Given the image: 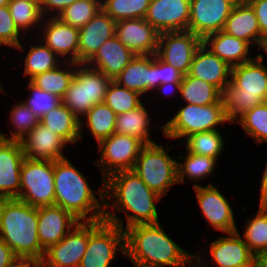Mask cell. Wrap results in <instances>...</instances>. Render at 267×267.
Returning <instances> with one entry per match:
<instances>
[{
	"label": "cell",
	"mask_w": 267,
	"mask_h": 267,
	"mask_svg": "<svg viewBox=\"0 0 267 267\" xmlns=\"http://www.w3.org/2000/svg\"><path fill=\"white\" fill-rule=\"evenodd\" d=\"M89 238V221H80L58 243L45 250L37 267H79Z\"/></svg>",
	"instance_id": "cell-12"
},
{
	"label": "cell",
	"mask_w": 267,
	"mask_h": 267,
	"mask_svg": "<svg viewBox=\"0 0 267 267\" xmlns=\"http://www.w3.org/2000/svg\"><path fill=\"white\" fill-rule=\"evenodd\" d=\"M258 267H267V250L262 251L256 256L255 260Z\"/></svg>",
	"instance_id": "cell-51"
},
{
	"label": "cell",
	"mask_w": 267,
	"mask_h": 267,
	"mask_svg": "<svg viewBox=\"0 0 267 267\" xmlns=\"http://www.w3.org/2000/svg\"><path fill=\"white\" fill-rule=\"evenodd\" d=\"M198 203L204 217L217 231L226 234L237 231L230 202L213 185H194Z\"/></svg>",
	"instance_id": "cell-15"
},
{
	"label": "cell",
	"mask_w": 267,
	"mask_h": 267,
	"mask_svg": "<svg viewBox=\"0 0 267 267\" xmlns=\"http://www.w3.org/2000/svg\"><path fill=\"white\" fill-rule=\"evenodd\" d=\"M70 63L69 66H76L77 69L75 67L74 77L62 103L81 120L80 115L84 116L96 104L104 102L112 79L86 64Z\"/></svg>",
	"instance_id": "cell-7"
},
{
	"label": "cell",
	"mask_w": 267,
	"mask_h": 267,
	"mask_svg": "<svg viewBox=\"0 0 267 267\" xmlns=\"http://www.w3.org/2000/svg\"><path fill=\"white\" fill-rule=\"evenodd\" d=\"M97 144L102 152L100 161H95V164L100 167L103 180L113 173L132 170L141 149L145 146L142 141L133 136L116 133Z\"/></svg>",
	"instance_id": "cell-11"
},
{
	"label": "cell",
	"mask_w": 267,
	"mask_h": 267,
	"mask_svg": "<svg viewBox=\"0 0 267 267\" xmlns=\"http://www.w3.org/2000/svg\"><path fill=\"white\" fill-rule=\"evenodd\" d=\"M201 44L202 39L188 30L162 32L159 33L156 55L183 75H187L194 54Z\"/></svg>",
	"instance_id": "cell-13"
},
{
	"label": "cell",
	"mask_w": 267,
	"mask_h": 267,
	"mask_svg": "<svg viewBox=\"0 0 267 267\" xmlns=\"http://www.w3.org/2000/svg\"><path fill=\"white\" fill-rule=\"evenodd\" d=\"M85 116V123L98 143L115 133L116 113L105 102L96 104Z\"/></svg>",
	"instance_id": "cell-32"
},
{
	"label": "cell",
	"mask_w": 267,
	"mask_h": 267,
	"mask_svg": "<svg viewBox=\"0 0 267 267\" xmlns=\"http://www.w3.org/2000/svg\"><path fill=\"white\" fill-rule=\"evenodd\" d=\"M125 249V256L135 267H185L194 260V255L180 248L159 222L125 229Z\"/></svg>",
	"instance_id": "cell-1"
},
{
	"label": "cell",
	"mask_w": 267,
	"mask_h": 267,
	"mask_svg": "<svg viewBox=\"0 0 267 267\" xmlns=\"http://www.w3.org/2000/svg\"><path fill=\"white\" fill-rule=\"evenodd\" d=\"M104 183L107 197L105 207L112 206L116 208L115 211L125 212V229L136 224L159 222L154 202H159L161 196L151 190L133 170L113 173ZM113 198L116 200L112 204L109 203Z\"/></svg>",
	"instance_id": "cell-2"
},
{
	"label": "cell",
	"mask_w": 267,
	"mask_h": 267,
	"mask_svg": "<svg viewBox=\"0 0 267 267\" xmlns=\"http://www.w3.org/2000/svg\"><path fill=\"white\" fill-rule=\"evenodd\" d=\"M60 66L61 64L55 69L40 73L30 81L41 90L55 94L62 99L74 77L75 68L68 71L61 70Z\"/></svg>",
	"instance_id": "cell-38"
},
{
	"label": "cell",
	"mask_w": 267,
	"mask_h": 267,
	"mask_svg": "<svg viewBox=\"0 0 267 267\" xmlns=\"http://www.w3.org/2000/svg\"><path fill=\"white\" fill-rule=\"evenodd\" d=\"M115 36L135 55L157 53L159 32L144 18L116 22Z\"/></svg>",
	"instance_id": "cell-18"
},
{
	"label": "cell",
	"mask_w": 267,
	"mask_h": 267,
	"mask_svg": "<svg viewBox=\"0 0 267 267\" xmlns=\"http://www.w3.org/2000/svg\"><path fill=\"white\" fill-rule=\"evenodd\" d=\"M0 91H3L4 92L3 88L1 87V84H0Z\"/></svg>",
	"instance_id": "cell-59"
},
{
	"label": "cell",
	"mask_w": 267,
	"mask_h": 267,
	"mask_svg": "<svg viewBox=\"0 0 267 267\" xmlns=\"http://www.w3.org/2000/svg\"><path fill=\"white\" fill-rule=\"evenodd\" d=\"M187 104L210 105L217 103L221 92L213 85L189 74L183 75L180 92Z\"/></svg>",
	"instance_id": "cell-31"
},
{
	"label": "cell",
	"mask_w": 267,
	"mask_h": 267,
	"mask_svg": "<svg viewBox=\"0 0 267 267\" xmlns=\"http://www.w3.org/2000/svg\"><path fill=\"white\" fill-rule=\"evenodd\" d=\"M223 31L250 45L254 42L261 48V30L255 11L250 4L234 5Z\"/></svg>",
	"instance_id": "cell-28"
},
{
	"label": "cell",
	"mask_w": 267,
	"mask_h": 267,
	"mask_svg": "<svg viewBox=\"0 0 267 267\" xmlns=\"http://www.w3.org/2000/svg\"><path fill=\"white\" fill-rule=\"evenodd\" d=\"M8 7L20 31L28 30L32 26L36 27V24L45 19L40 10L39 0H10Z\"/></svg>",
	"instance_id": "cell-41"
},
{
	"label": "cell",
	"mask_w": 267,
	"mask_h": 267,
	"mask_svg": "<svg viewBox=\"0 0 267 267\" xmlns=\"http://www.w3.org/2000/svg\"><path fill=\"white\" fill-rule=\"evenodd\" d=\"M234 5L233 0H190L188 31L202 40L223 31Z\"/></svg>",
	"instance_id": "cell-14"
},
{
	"label": "cell",
	"mask_w": 267,
	"mask_h": 267,
	"mask_svg": "<svg viewBox=\"0 0 267 267\" xmlns=\"http://www.w3.org/2000/svg\"><path fill=\"white\" fill-rule=\"evenodd\" d=\"M187 154L184 163H177L178 182L184 183L185 177L198 182V179L206 178L212 175L217 160L208 156L193 154L187 149Z\"/></svg>",
	"instance_id": "cell-35"
},
{
	"label": "cell",
	"mask_w": 267,
	"mask_h": 267,
	"mask_svg": "<svg viewBox=\"0 0 267 267\" xmlns=\"http://www.w3.org/2000/svg\"><path fill=\"white\" fill-rule=\"evenodd\" d=\"M202 43L206 46L210 45V51L230 67L241 65L254 59L250 56L247 57L250 48L248 42L228 35L224 31L207 35L202 40Z\"/></svg>",
	"instance_id": "cell-27"
},
{
	"label": "cell",
	"mask_w": 267,
	"mask_h": 267,
	"mask_svg": "<svg viewBox=\"0 0 267 267\" xmlns=\"http://www.w3.org/2000/svg\"><path fill=\"white\" fill-rule=\"evenodd\" d=\"M229 237H218L210 245L212 261L217 267H248L255 263L256 256L250 251L238 230Z\"/></svg>",
	"instance_id": "cell-23"
},
{
	"label": "cell",
	"mask_w": 267,
	"mask_h": 267,
	"mask_svg": "<svg viewBox=\"0 0 267 267\" xmlns=\"http://www.w3.org/2000/svg\"><path fill=\"white\" fill-rule=\"evenodd\" d=\"M163 146L145 145L134 164L133 171L161 197L178 182L177 161L168 155Z\"/></svg>",
	"instance_id": "cell-8"
},
{
	"label": "cell",
	"mask_w": 267,
	"mask_h": 267,
	"mask_svg": "<svg viewBox=\"0 0 267 267\" xmlns=\"http://www.w3.org/2000/svg\"><path fill=\"white\" fill-rule=\"evenodd\" d=\"M116 22L102 9L79 29L78 64H85L108 39L115 35Z\"/></svg>",
	"instance_id": "cell-21"
},
{
	"label": "cell",
	"mask_w": 267,
	"mask_h": 267,
	"mask_svg": "<svg viewBox=\"0 0 267 267\" xmlns=\"http://www.w3.org/2000/svg\"><path fill=\"white\" fill-rule=\"evenodd\" d=\"M28 89L32 92L27 101L23 102L40 120L46 113L62 103V99L55 94L41 90L30 80Z\"/></svg>",
	"instance_id": "cell-44"
},
{
	"label": "cell",
	"mask_w": 267,
	"mask_h": 267,
	"mask_svg": "<svg viewBox=\"0 0 267 267\" xmlns=\"http://www.w3.org/2000/svg\"><path fill=\"white\" fill-rule=\"evenodd\" d=\"M188 74L206 81L221 92L230 83L231 67L202 43L194 54Z\"/></svg>",
	"instance_id": "cell-24"
},
{
	"label": "cell",
	"mask_w": 267,
	"mask_h": 267,
	"mask_svg": "<svg viewBox=\"0 0 267 267\" xmlns=\"http://www.w3.org/2000/svg\"><path fill=\"white\" fill-rule=\"evenodd\" d=\"M141 94L127 89L112 80L107 88L104 102L116 115L123 114L139 107Z\"/></svg>",
	"instance_id": "cell-40"
},
{
	"label": "cell",
	"mask_w": 267,
	"mask_h": 267,
	"mask_svg": "<svg viewBox=\"0 0 267 267\" xmlns=\"http://www.w3.org/2000/svg\"><path fill=\"white\" fill-rule=\"evenodd\" d=\"M187 150L193 154L218 159L224 149V141L218 130L194 133L186 138Z\"/></svg>",
	"instance_id": "cell-36"
},
{
	"label": "cell",
	"mask_w": 267,
	"mask_h": 267,
	"mask_svg": "<svg viewBox=\"0 0 267 267\" xmlns=\"http://www.w3.org/2000/svg\"><path fill=\"white\" fill-rule=\"evenodd\" d=\"M144 19L159 33L186 31L190 19V0H151Z\"/></svg>",
	"instance_id": "cell-16"
},
{
	"label": "cell",
	"mask_w": 267,
	"mask_h": 267,
	"mask_svg": "<svg viewBox=\"0 0 267 267\" xmlns=\"http://www.w3.org/2000/svg\"><path fill=\"white\" fill-rule=\"evenodd\" d=\"M20 262L14 251L0 238V267H14Z\"/></svg>",
	"instance_id": "cell-49"
},
{
	"label": "cell",
	"mask_w": 267,
	"mask_h": 267,
	"mask_svg": "<svg viewBox=\"0 0 267 267\" xmlns=\"http://www.w3.org/2000/svg\"><path fill=\"white\" fill-rule=\"evenodd\" d=\"M151 0H105L102 10L115 22L132 18H145Z\"/></svg>",
	"instance_id": "cell-34"
},
{
	"label": "cell",
	"mask_w": 267,
	"mask_h": 267,
	"mask_svg": "<svg viewBox=\"0 0 267 267\" xmlns=\"http://www.w3.org/2000/svg\"><path fill=\"white\" fill-rule=\"evenodd\" d=\"M24 159L21 142L0 138V200L18 199L20 171Z\"/></svg>",
	"instance_id": "cell-19"
},
{
	"label": "cell",
	"mask_w": 267,
	"mask_h": 267,
	"mask_svg": "<svg viewBox=\"0 0 267 267\" xmlns=\"http://www.w3.org/2000/svg\"><path fill=\"white\" fill-rule=\"evenodd\" d=\"M9 2H10V0H0V7L1 6H8Z\"/></svg>",
	"instance_id": "cell-56"
},
{
	"label": "cell",
	"mask_w": 267,
	"mask_h": 267,
	"mask_svg": "<svg viewBox=\"0 0 267 267\" xmlns=\"http://www.w3.org/2000/svg\"><path fill=\"white\" fill-rule=\"evenodd\" d=\"M102 0H77L67 6L58 16L62 22L80 29L101 9Z\"/></svg>",
	"instance_id": "cell-37"
},
{
	"label": "cell",
	"mask_w": 267,
	"mask_h": 267,
	"mask_svg": "<svg viewBox=\"0 0 267 267\" xmlns=\"http://www.w3.org/2000/svg\"><path fill=\"white\" fill-rule=\"evenodd\" d=\"M13 106L10 114V121L13 123V127H15L16 131H12L10 139L6 138L3 133H0V138L21 142V140L40 123V120L23 102Z\"/></svg>",
	"instance_id": "cell-43"
},
{
	"label": "cell",
	"mask_w": 267,
	"mask_h": 267,
	"mask_svg": "<svg viewBox=\"0 0 267 267\" xmlns=\"http://www.w3.org/2000/svg\"><path fill=\"white\" fill-rule=\"evenodd\" d=\"M77 0H39L40 2V10L41 13L44 17H46L47 12L49 13L52 12L53 10H56L55 15L51 14V17H57L67 6H69L70 4L74 3ZM58 11V12H57Z\"/></svg>",
	"instance_id": "cell-48"
},
{
	"label": "cell",
	"mask_w": 267,
	"mask_h": 267,
	"mask_svg": "<svg viewBox=\"0 0 267 267\" xmlns=\"http://www.w3.org/2000/svg\"><path fill=\"white\" fill-rule=\"evenodd\" d=\"M250 5L258 19L261 30V48L265 50L267 45V0H255Z\"/></svg>",
	"instance_id": "cell-46"
},
{
	"label": "cell",
	"mask_w": 267,
	"mask_h": 267,
	"mask_svg": "<svg viewBox=\"0 0 267 267\" xmlns=\"http://www.w3.org/2000/svg\"><path fill=\"white\" fill-rule=\"evenodd\" d=\"M228 122L221 99L210 105L187 104L161 128L168 138H181L204 131L218 130L217 125Z\"/></svg>",
	"instance_id": "cell-9"
},
{
	"label": "cell",
	"mask_w": 267,
	"mask_h": 267,
	"mask_svg": "<svg viewBox=\"0 0 267 267\" xmlns=\"http://www.w3.org/2000/svg\"><path fill=\"white\" fill-rule=\"evenodd\" d=\"M260 185H261L260 203H267V166L265 167V171L263 172Z\"/></svg>",
	"instance_id": "cell-50"
},
{
	"label": "cell",
	"mask_w": 267,
	"mask_h": 267,
	"mask_svg": "<svg viewBox=\"0 0 267 267\" xmlns=\"http://www.w3.org/2000/svg\"><path fill=\"white\" fill-rule=\"evenodd\" d=\"M54 187V205L61 206L80 221L103 220L105 183L98 191L100 200H97L83 173L65 158L54 161ZM90 212H93L91 216Z\"/></svg>",
	"instance_id": "cell-4"
},
{
	"label": "cell",
	"mask_w": 267,
	"mask_h": 267,
	"mask_svg": "<svg viewBox=\"0 0 267 267\" xmlns=\"http://www.w3.org/2000/svg\"><path fill=\"white\" fill-rule=\"evenodd\" d=\"M248 267H258L256 262L252 265V266H248Z\"/></svg>",
	"instance_id": "cell-58"
},
{
	"label": "cell",
	"mask_w": 267,
	"mask_h": 267,
	"mask_svg": "<svg viewBox=\"0 0 267 267\" xmlns=\"http://www.w3.org/2000/svg\"><path fill=\"white\" fill-rule=\"evenodd\" d=\"M67 142L39 123L22 140L24 155L31 160L56 161L65 159L63 148Z\"/></svg>",
	"instance_id": "cell-22"
},
{
	"label": "cell",
	"mask_w": 267,
	"mask_h": 267,
	"mask_svg": "<svg viewBox=\"0 0 267 267\" xmlns=\"http://www.w3.org/2000/svg\"><path fill=\"white\" fill-rule=\"evenodd\" d=\"M14 267H37L36 264L31 263V262H27V261H21L20 263H18L16 266Z\"/></svg>",
	"instance_id": "cell-53"
},
{
	"label": "cell",
	"mask_w": 267,
	"mask_h": 267,
	"mask_svg": "<svg viewBox=\"0 0 267 267\" xmlns=\"http://www.w3.org/2000/svg\"><path fill=\"white\" fill-rule=\"evenodd\" d=\"M38 208L17 198L0 200V238L21 261L38 265L45 254L38 239Z\"/></svg>",
	"instance_id": "cell-3"
},
{
	"label": "cell",
	"mask_w": 267,
	"mask_h": 267,
	"mask_svg": "<svg viewBox=\"0 0 267 267\" xmlns=\"http://www.w3.org/2000/svg\"><path fill=\"white\" fill-rule=\"evenodd\" d=\"M236 123L243 127L246 134L252 137L257 144L267 143V104L251 108Z\"/></svg>",
	"instance_id": "cell-42"
},
{
	"label": "cell",
	"mask_w": 267,
	"mask_h": 267,
	"mask_svg": "<svg viewBox=\"0 0 267 267\" xmlns=\"http://www.w3.org/2000/svg\"><path fill=\"white\" fill-rule=\"evenodd\" d=\"M264 103L267 104V89L265 91Z\"/></svg>",
	"instance_id": "cell-57"
},
{
	"label": "cell",
	"mask_w": 267,
	"mask_h": 267,
	"mask_svg": "<svg viewBox=\"0 0 267 267\" xmlns=\"http://www.w3.org/2000/svg\"><path fill=\"white\" fill-rule=\"evenodd\" d=\"M247 220L248 225L242 238L250 251L257 256L267 250V203H260L257 215Z\"/></svg>",
	"instance_id": "cell-33"
},
{
	"label": "cell",
	"mask_w": 267,
	"mask_h": 267,
	"mask_svg": "<svg viewBox=\"0 0 267 267\" xmlns=\"http://www.w3.org/2000/svg\"><path fill=\"white\" fill-rule=\"evenodd\" d=\"M135 56L114 35L106 40L85 64L114 80Z\"/></svg>",
	"instance_id": "cell-25"
},
{
	"label": "cell",
	"mask_w": 267,
	"mask_h": 267,
	"mask_svg": "<svg viewBox=\"0 0 267 267\" xmlns=\"http://www.w3.org/2000/svg\"><path fill=\"white\" fill-rule=\"evenodd\" d=\"M114 81L141 95L153 90L154 87L157 88L159 86V57L156 54L136 55Z\"/></svg>",
	"instance_id": "cell-17"
},
{
	"label": "cell",
	"mask_w": 267,
	"mask_h": 267,
	"mask_svg": "<svg viewBox=\"0 0 267 267\" xmlns=\"http://www.w3.org/2000/svg\"><path fill=\"white\" fill-rule=\"evenodd\" d=\"M43 43L56 55L67 56L70 61L78 63L79 29L62 22L57 17L45 21ZM45 39V40H44Z\"/></svg>",
	"instance_id": "cell-26"
},
{
	"label": "cell",
	"mask_w": 267,
	"mask_h": 267,
	"mask_svg": "<svg viewBox=\"0 0 267 267\" xmlns=\"http://www.w3.org/2000/svg\"><path fill=\"white\" fill-rule=\"evenodd\" d=\"M183 74L174 66L163 62L159 58V85L166 83H181Z\"/></svg>",
	"instance_id": "cell-47"
},
{
	"label": "cell",
	"mask_w": 267,
	"mask_h": 267,
	"mask_svg": "<svg viewBox=\"0 0 267 267\" xmlns=\"http://www.w3.org/2000/svg\"><path fill=\"white\" fill-rule=\"evenodd\" d=\"M57 56L48 46L32 45L25 58L24 76L28 75L29 80L40 73L55 69L59 66Z\"/></svg>",
	"instance_id": "cell-39"
},
{
	"label": "cell",
	"mask_w": 267,
	"mask_h": 267,
	"mask_svg": "<svg viewBox=\"0 0 267 267\" xmlns=\"http://www.w3.org/2000/svg\"><path fill=\"white\" fill-rule=\"evenodd\" d=\"M115 213L104 212L100 221H89V238L79 267H109L117 251L125 255L123 222Z\"/></svg>",
	"instance_id": "cell-6"
},
{
	"label": "cell",
	"mask_w": 267,
	"mask_h": 267,
	"mask_svg": "<svg viewBox=\"0 0 267 267\" xmlns=\"http://www.w3.org/2000/svg\"><path fill=\"white\" fill-rule=\"evenodd\" d=\"M180 85H181V83H166V84H160L158 87H157V91H160V89L161 90H166L167 88H169L170 89V87L171 88H173L174 87V89H176L178 92H180ZM172 90V89H171ZM168 91V90H167ZM163 93H166V92H163ZM167 94V93H166ZM169 95V94H168Z\"/></svg>",
	"instance_id": "cell-52"
},
{
	"label": "cell",
	"mask_w": 267,
	"mask_h": 267,
	"mask_svg": "<svg viewBox=\"0 0 267 267\" xmlns=\"http://www.w3.org/2000/svg\"><path fill=\"white\" fill-rule=\"evenodd\" d=\"M143 104L134 110L125 112L123 114L116 115V134H125L128 136H133L145 145H151L155 142L149 138V112Z\"/></svg>",
	"instance_id": "cell-30"
},
{
	"label": "cell",
	"mask_w": 267,
	"mask_h": 267,
	"mask_svg": "<svg viewBox=\"0 0 267 267\" xmlns=\"http://www.w3.org/2000/svg\"><path fill=\"white\" fill-rule=\"evenodd\" d=\"M18 199L35 208L54 205V161L25 157L20 171Z\"/></svg>",
	"instance_id": "cell-10"
},
{
	"label": "cell",
	"mask_w": 267,
	"mask_h": 267,
	"mask_svg": "<svg viewBox=\"0 0 267 267\" xmlns=\"http://www.w3.org/2000/svg\"><path fill=\"white\" fill-rule=\"evenodd\" d=\"M21 31L17 28L8 6L0 7V44L23 50L20 43Z\"/></svg>",
	"instance_id": "cell-45"
},
{
	"label": "cell",
	"mask_w": 267,
	"mask_h": 267,
	"mask_svg": "<svg viewBox=\"0 0 267 267\" xmlns=\"http://www.w3.org/2000/svg\"><path fill=\"white\" fill-rule=\"evenodd\" d=\"M79 222L80 220L61 206L39 207L37 231L41 247L47 250L58 243Z\"/></svg>",
	"instance_id": "cell-20"
},
{
	"label": "cell",
	"mask_w": 267,
	"mask_h": 267,
	"mask_svg": "<svg viewBox=\"0 0 267 267\" xmlns=\"http://www.w3.org/2000/svg\"><path fill=\"white\" fill-rule=\"evenodd\" d=\"M40 123L67 143H76L78 139H82L81 131L84 125L82 120H79L63 103L46 113L40 119Z\"/></svg>",
	"instance_id": "cell-29"
},
{
	"label": "cell",
	"mask_w": 267,
	"mask_h": 267,
	"mask_svg": "<svg viewBox=\"0 0 267 267\" xmlns=\"http://www.w3.org/2000/svg\"><path fill=\"white\" fill-rule=\"evenodd\" d=\"M231 67L230 83L221 91V102L225 116L230 123L241 118L255 106L264 103L267 89V66L263 55Z\"/></svg>",
	"instance_id": "cell-5"
},
{
	"label": "cell",
	"mask_w": 267,
	"mask_h": 267,
	"mask_svg": "<svg viewBox=\"0 0 267 267\" xmlns=\"http://www.w3.org/2000/svg\"><path fill=\"white\" fill-rule=\"evenodd\" d=\"M255 0H233L235 5L251 4Z\"/></svg>",
	"instance_id": "cell-54"
},
{
	"label": "cell",
	"mask_w": 267,
	"mask_h": 267,
	"mask_svg": "<svg viewBox=\"0 0 267 267\" xmlns=\"http://www.w3.org/2000/svg\"><path fill=\"white\" fill-rule=\"evenodd\" d=\"M194 260L197 262L194 264V267H197V265H198V267H200V264H203V261H202L203 259L200 258V256H198V255L197 256L194 255Z\"/></svg>",
	"instance_id": "cell-55"
}]
</instances>
